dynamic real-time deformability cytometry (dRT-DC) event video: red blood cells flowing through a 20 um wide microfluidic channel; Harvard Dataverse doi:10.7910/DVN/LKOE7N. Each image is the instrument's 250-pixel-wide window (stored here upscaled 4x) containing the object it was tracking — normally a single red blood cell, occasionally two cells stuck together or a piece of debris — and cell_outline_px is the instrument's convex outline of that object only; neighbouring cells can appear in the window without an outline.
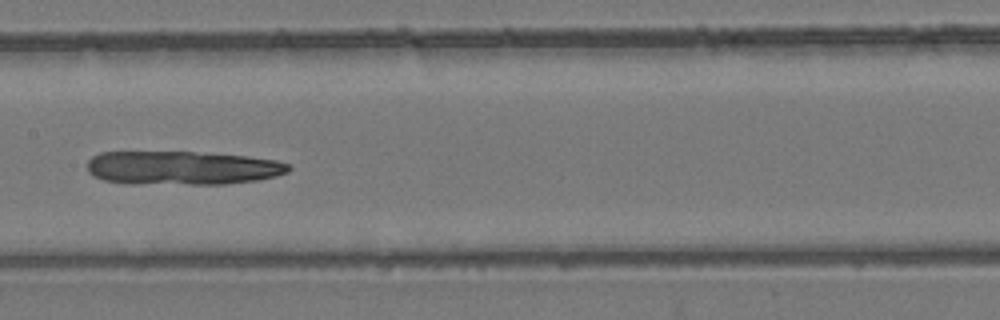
{"species": "common noctule bat (a hibernating species)", "species_latin": "Nyctalus noctula", "temperature_condition": "room temperature", "stored_images_in_passage": 50, "camera_frame_rate_fps": 3000, "um_per_image_px": 0.085, "animal": {"sex": "female", "body_mass_g": 24.6, "forearm_length_mm": 56.2}, "frame": {"image": 1, "passage_image": 24, "time_ms": 7.667, "image_size_px": [1000, 320], "cell_outline_px": [[292, 168], [288, 172], [276, 176], [260, 180], [224, 184], [128, 184], [104, 180], [88, 172], [88, 160], [92, 156], [100, 152], [192, 152], [248, 156], [276, 160], [288, 164]], "centroid_in_image_um": [15.5, 14.28], "position_along_channel_um": 191.9, "area_um2": 39.82}}
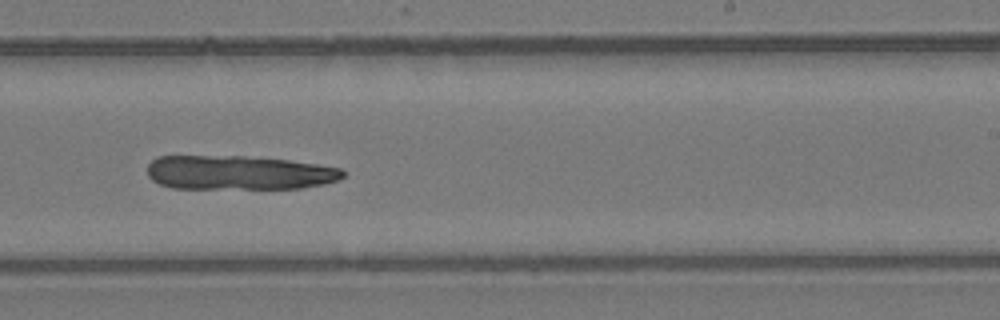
{"frame": {"image": 2, "passage_image": 30, "time_ms": 9.667, "image_size_px": [1000, 320], "cell_outline_px": [[344, 176], [340, 180], [324, 184], [300, 188], [172, 188], [160, 184], [152, 180], [148, 176], [148, 164], [156, 156], [244, 156], [288, 160], [316, 164], [340, 168], [344, 172]], "centroid_in_image_um": [20.28, 14.67], "position_along_channel_um": 268.7, "area_um2": 38.96}}
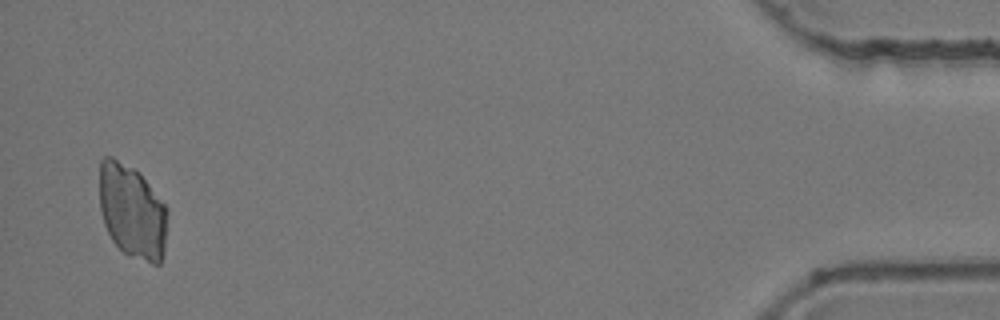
{"frame": {"image": 3, "passage_image": 49, "time_ms": 16.0, "image_size_px": [1000, 320], "cell_outline_px": [[168, 212], [164, 256], [160, 264], [152, 264], [124, 252], [112, 240], [104, 224], [100, 212], [100, 160], [104, 156], [112, 156], [140, 172], [168, 208]], "centroid_in_image_um": [11.25, 17.96], "position_along_channel_um": 423.9, "area_um2": 37.57}}